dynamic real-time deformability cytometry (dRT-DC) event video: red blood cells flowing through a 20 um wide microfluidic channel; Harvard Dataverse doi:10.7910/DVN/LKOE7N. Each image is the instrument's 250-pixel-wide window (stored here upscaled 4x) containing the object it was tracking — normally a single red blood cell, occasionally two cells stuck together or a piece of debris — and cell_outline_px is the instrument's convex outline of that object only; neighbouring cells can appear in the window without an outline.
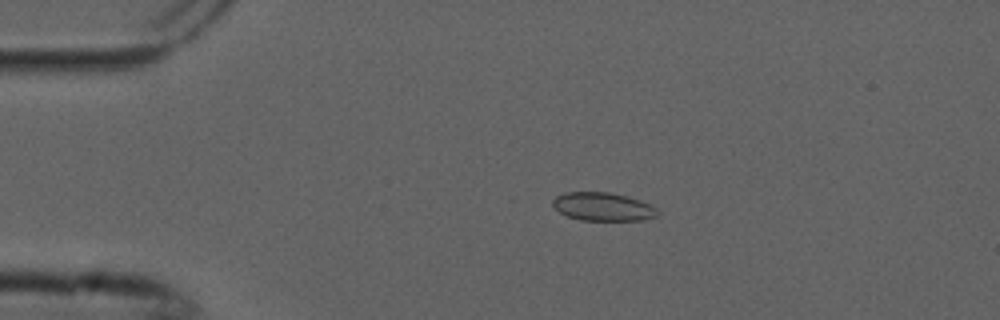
{"species": "common noctule bat (a hibernating species)", "species_latin": "Nyctalus noctula", "temperature_condition": "cold", "stored_images_in_passage": 5, "camera_frame_rate_fps": 3000, "um_per_image_px": 0.085, "animal": {"sex": "male", "forearm_length_mm": 52.5}, "frame": {"image": 1, "passage_image": 2, "time_ms": 0.333, "image_size_px": [1000, 320], "cell_outline_px": [[660, 212], [656, 216], [644, 220], [580, 220], [568, 216], [560, 212], [552, 204], [552, 200], [556, 196], [564, 192], [608, 192], [628, 196], [640, 200], [656, 208]], "centroid_in_image_um": [51.25, 17.56], "position_along_channel_um": 33.7, "area_um2": 17.28}}
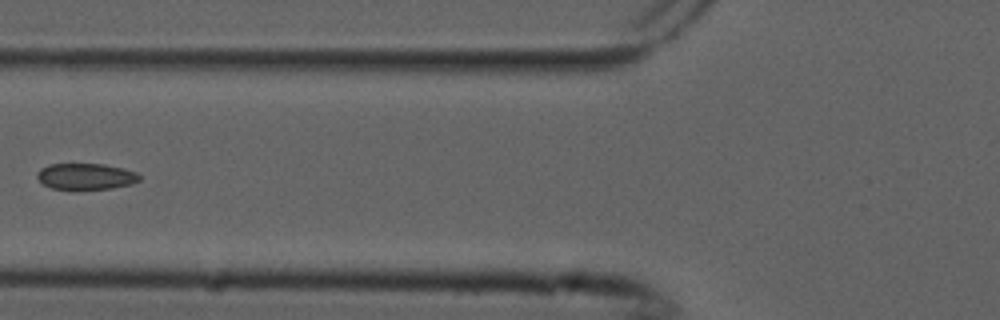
{"frame": {"image": 2, "passage_image": 4, "time_ms": 1.0, "image_size_px": [1000, 320], "cell_outline_px": [[140, 180], [132, 184], [112, 188], [52, 188], [44, 184], [36, 176], [40, 168], [48, 164], [104, 164], [136, 172], [140, 176]], "centroid_in_image_um": [7.3, 14.98], "position_along_channel_um": 118.5, "area_um2": 15.26}}
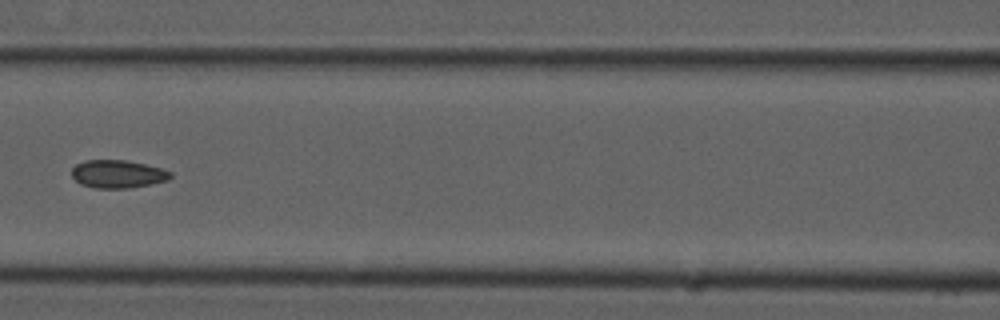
{"frame": {"image": 3, "passage_image": 5, "time_ms": 1.333, "image_size_px": [1000, 320], "cell_outline_px": [[172, 176], [168, 180], [128, 188], [96, 188], [80, 184], [72, 176], [72, 168], [76, 164], [84, 160], [124, 160], [144, 164], [160, 168], [172, 172]], "centroid_in_image_um": [9.98, 14.79], "position_along_channel_um": 156.6, "area_um2": 15.95}}